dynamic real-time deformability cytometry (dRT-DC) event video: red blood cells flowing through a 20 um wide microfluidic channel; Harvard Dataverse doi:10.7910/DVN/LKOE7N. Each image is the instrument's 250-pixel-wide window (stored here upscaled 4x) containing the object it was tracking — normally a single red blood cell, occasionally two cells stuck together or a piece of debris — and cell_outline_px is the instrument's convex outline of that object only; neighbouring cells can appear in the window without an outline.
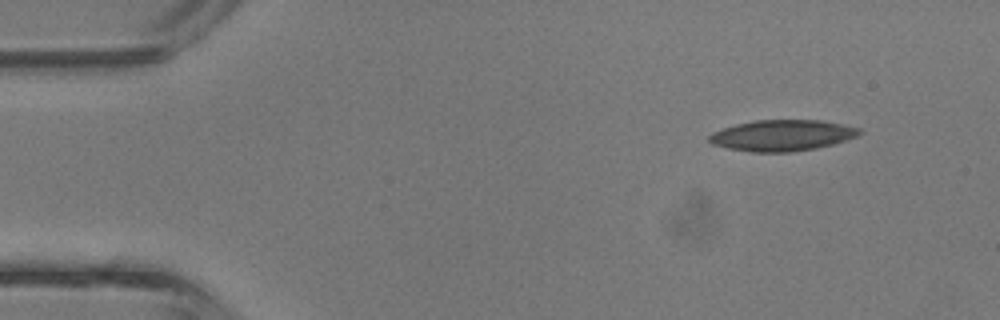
{"species": "common noctule bat (a hibernating species)", "species_latin": "Nyctalus noctula", "temperature_condition": "room temperature", "stored_images_in_passage": 3, "camera_frame_rate_fps": 3000, "um_per_image_px": 0.085, "animal": {"sex": "male", "body_mass_g": 13.3}, "frame": {"image": 1, "passage_image": 1, "time_ms": 0.0, "image_size_px": [1000, 320], "cell_outline_px": [[864, 132], [856, 136], [832, 144], [816, 148], [788, 152], [752, 152], [728, 148], [712, 144], [708, 140], [708, 136], [712, 132], [736, 124], [756, 120], [820, 120], [860, 128]], "centroid_in_image_um": [66.46, 11.51], "position_along_channel_um": 18.5, "area_um2": 26.99}}